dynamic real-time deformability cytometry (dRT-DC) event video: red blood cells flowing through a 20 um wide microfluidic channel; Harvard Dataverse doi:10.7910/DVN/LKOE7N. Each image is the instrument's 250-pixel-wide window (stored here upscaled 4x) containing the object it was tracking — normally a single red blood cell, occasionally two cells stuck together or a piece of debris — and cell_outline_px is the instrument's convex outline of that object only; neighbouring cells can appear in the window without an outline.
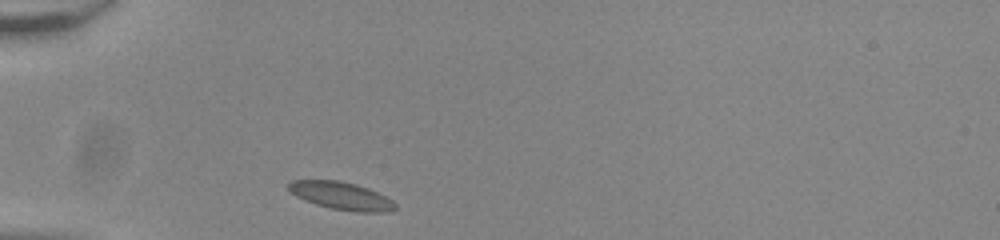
{"species": "common noctule bat (a hibernating species)", "species_latin": "Nyctalus noctula", "temperature_condition": "room temperature", "stored_images_in_passage": 30, "camera_frame_rate_fps": 3000, "um_per_image_px": 0.085, "animal": {"sex": "male", "body_mass_g": 20.0, "forearm_length_mm": 53.3}, "frame": {"image": 1, "passage_image": 1, "time_ms": 0.0, "image_size_px": [1000, 240], "cell_outline_px": [[396, 208], [388, 212], [356, 212], [332, 208], [316, 204], [304, 200], [296, 196], [288, 188], [288, 184], [292, 180], [340, 180], [356, 184], [368, 188], [392, 200], [396, 204]], "centroid_in_image_um": [29.02, 16.64], "position_along_channel_um": 56.0, "area_um2": 17.11}}
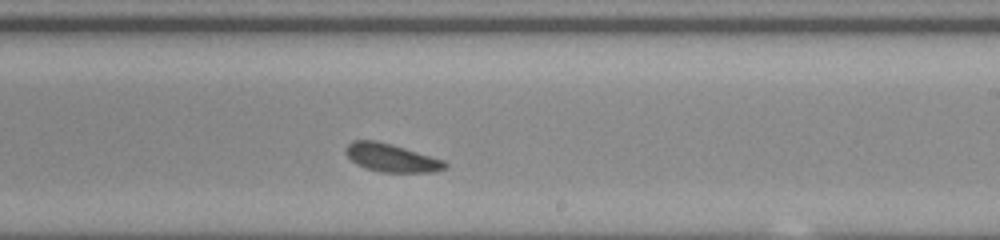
{"frame": {"image": 2, "passage_image": 18, "time_ms": 5.667, "image_size_px": [1000, 240], "cell_outline_px": [[448, 168], [436, 172], [380, 172], [364, 168], [356, 164], [348, 156], [348, 144], [352, 140], [376, 140], [404, 148], [444, 160], [448, 164]], "centroid_in_image_um": [33.32, 13.43], "position_along_channel_um": 255.7, "area_um2": 16.13}}
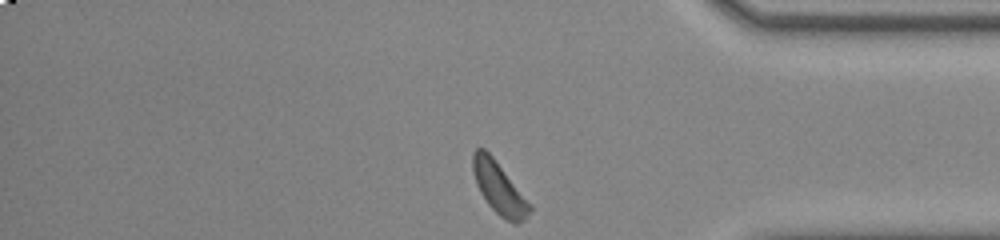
{"frame": {"image": 3, "passage_image": 30, "time_ms": 9.667, "image_size_px": [1000, 240], "cell_outline_px": [[532, 212], [524, 220], [516, 224], [512, 224], [500, 216], [488, 204], [480, 192], [476, 184], [472, 172], [472, 152], [476, 148], [484, 148], [492, 156], [532, 204]], "centroid_in_image_um": [42.43, 16.0], "position_along_channel_um": 392.8, "area_um2": 17.4}, "authors_computed_cell_mechanics": {"area_um2": 16.184, "velocity_mm_per_s": 3.7843, "shape_relaxation_time_tau1_ms": 1.766, "shape_relaxation_time_tau2_ms": 3.8895, "deformation_change_tau1": 0.0513, "deformation_change_tau2": 0.0859}}